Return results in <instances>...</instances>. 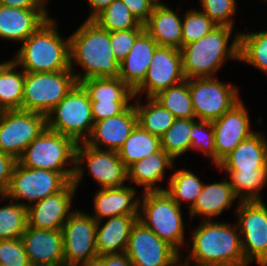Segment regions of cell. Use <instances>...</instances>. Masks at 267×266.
<instances>
[{
	"label": "cell",
	"mask_w": 267,
	"mask_h": 266,
	"mask_svg": "<svg viewBox=\"0 0 267 266\" xmlns=\"http://www.w3.org/2000/svg\"><path fill=\"white\" fill-rule=\"evenodd\" d=\"M69 38L70 69L77 83L92 77H119L120 63L114 56L107 30L92 20H85ZM77 66L82 71L76 72Z\"/></svg>",
	"instance_id": "6da1fadb"
},
{
	"label": "cell",
	"mask_w": 267,
	"mask_h": 266,
	"mask_svg": "<svg viewBox=\"0 0 267 266\" xmlns=\"http://www.w3.org/2000/svg\"><path fill=\"white\" fill-rule=\"evenodd\" d=\"M186 259L202 264L221 266H249L245 261L241 235L236 223L200 221L190 230ZM191 235V236H190Z\"/></svg>",
	"instance_id": "7a4b0ae2"
},
{
	"label": "cell",
	"mask_w": 267,
	"mask_h": 266,
	"mask_svg": "<svg viewBox=\"0 0 267 266\" xmlns=\"http://www.w3.org/2000/svg\"><path fill=\"white\" fill-rule=\"evenodd\" d=\"M233 31L228 26H216L198 41L184 45L180 51L185 78L216 77L226 61L239 62L240 31Z\"/></svg>",
	"instance_id": "3957f363"
},
{
	"label": "cell",
	"mask_w": 267,
	"mask_h": 266,
	"mask_svg": "<svg viewBox=\"0 0 267 266\" xmlns=\"http://www.w3.org/2000/svg\"><path fill=\"white\" fill-rule=\"evenodd\" d=\"M58 19L49 17L31 34L12 59L25 72H58L70 69V38L59 32Z\"/></svg>",
	"instance_id": "277c9868"
},
{
	"label": "cell",
	"mask_w": 267,
	"mask_h": 266,
	"mask_svg": "<svg viewBox=\"0 0 267 266\" xmlns=\"http://www.w3.org/2000/svg\"><path fill=\"white\" fill-rule=\"evenodd\" d=\"M141 193L138 220L180 254L188 244L183 208L165 190Z\"/></svg>",
	"instance_id": "5b68a950"
},
{
	"label": "cell",
	"mask_w": 267,
	"mask_h": 266,
	"mask_svg": "<svg viewBox=\"0 0 267 266\" xmlns=\"http://www.w3.org/2000/svg\"><path fill=\"white\" fill-rule=\"evenodd\" d=\"M76 147L72 138L46 127L17 162L27 168L60 172L70 182L75 173Z\"/></svg>",
	"instance_id": "8992f818"
},
{
	"label": "cell",
	"mask_w": 267,
	"mask_h": 266,
	"mask_svg": "<svg viewBox=\"0 0 267 266\" xmlns=\"http://www.w3.org/2000/svg\"><path fill=\"white\" fill-rule=\"evenodd\" d=\"M47 128L85 142L91 135L94 119L88 92L77 83L46 116Z\"/></svg>",
	"instance_id": "52a82bcc"
},
{
	"label": "cell",
	"mask_w": 267,
	"mask_h": 266,
	"mask_svg": "<svg viewBox=\"0 0 267 266\" xmlns=\"http://www.w3.org/2000/svg\"><path fill=\"white\" fill-rule=\"evenodd\" d=\"M85 172L88 173L87 176L92 177L95 183L97 182L100 189L122 187L128 181L127 167L116 151L98 149L82 142L77 143L76 147L73 183L77 190L83 181Z\"/></svg>",
	"instance_id": "ba28073f"
},
{
	"label": "cell",
	"mask_w": 267,
	"mask_h": 266,
	"mask_svg": "<svg viewBox=\"0 0 267 266\" xmlns=\"http://www.w3.org/2000/svg\"><path fill=\"white\" fill-rule=\"evenodd\" d=\"M76 84L71 70L25 72L22 110L47 116Z\"/></svg>",
	"instance_id": "9c48e42d"
},
{
	"label": "cell",
	"mask_w": 267,
	"mask_h": 266,
	"mask_svg": "<svg viewBox=\"0 0 267 266\" xmlns=\"http://www.w3.org/2000/svg\"><path fill=\"white\" fill-rule=\"evenodd\" d=\"M197 120L213 121L231 110L242 98L238 85L216 77L186 79Z\"/></svg>",
	"instance_id": "30bf717a"
},
{
	"label": "cell",
	"mask_w": 267,
	"mask_h": 266,
	"mask_svg": "<svg viewBox=\"0 0 267 266\" xmlns=\"http://www.w3.org/2000/svg\"><path fill=\"white\" fill-rule=\"evenodd\" d=\"M68 183L60 172L27 168L17 162L4 196L28 208L61 191Z\"/></svg>",
	"instance_id": "8fae6325"
},
{
	"label": "cell",
	"mask_w": 267,
	"mask_h": 266,
	"mask_svg": "<svg viewBox=\"0 0 267 266\" xmlns=\"http://www.w3.org/2000/svg\"><path fill=\"white\" fill-rule=\"evenodd\" d=\"M46 127L43 114L21 109L0 111V152L18 160Z\"/></svg>",
	"instance_id": "7c38bea8"
},
{
	"label": "cell",
	"mask_w": 267,
	"mask_h": 266,
	"mask_svg": "<svg viewBox=\"0 0 267 266\" xmlns=\"http://www.w3.org/2000/svg\"><path fill=\"white\" fill-rule=\"evenodd\" d=\"M264 202H237L234 209L243 255L249 265L267 258V205Z\"/></svg>",
	"instance_id": "4fadbf2b"
},
{
	"label": "cell",
	"mask_w": 267,
	"mask_h": 266,
	"mask_svg": "<svg viewBox=\"0 0 267 266\" xmlns=\"http://www.w3.org/2000/svg\"><path fill=\"white\" fill-rule=\"evenodd\" d=\"M97 221L92 213L76 208L61 231L65 266H78L98 257L96 251Z\"/></svg>",
	"instance_id": "5bb4252c"
},
{
	"label": "cell",
	"mask_w": 267,
	"mask_h": 266,
	"mask_svg": "<svg viewBox=\"0 0 267 266\" xmlns=\"http://www.w3.org/2000/svg\"><path fill=\"white\" fill-rule=\"evenodd\" d=\"M185 80L181 51L173 47L158 46L145 79L134 91V96L155 97L161 91Z\"/></svg>",
	"instance_id": "9a60e30c"
},
{
	"label": "cell",
	"mask_w": 267,
	"mask_h": 266,
	"mask_svg": "<svg viewBox=\"0 0 267 266\" xmlns=\"http://www.w3.org/2000/svg\"><path fill=\"white\" fill-rule=\"evenodd\" d=\"M125 254L132 266H175L180 256L139 220L132 227Z\"/></svg>",
	"instance_id": "2e32d148"
},
{
	"label": "cell",
	"mask_w": 267,
	"mask_h": 266,
	"mask_svg": "<svg viewBox=\"0 0 267 266\" xmlns=\"http://www.w3.org/2000/svg\"><path fill=\"white\" fill-rule=\"evenodd\" d=\"M251 116L242 99L231 110L212 121L215 142V166H217L237 145L249 138L252 130Z\"/></svg>",
	"instance_id": "e0dca14e"
},
{
	"label": "cell",
	"mask_w": 267,
	"mask_h": 266,
	"mask_svg": "<svg viewBox=\"0 0 267 266\" xmlns=\"http://www.w3.org/2000/svg\"><path fill=\"white\" fill-rule=\"evenodd\" d=\"M73 181L61 191L41 199L27 208L28 226L34 229L61 230L69 216L77 195Z\"/></svg>",
	"instance_id": "ac0fdd59"
},
{
	"label": "cell",
	"mask_w": 267,
	"mask_h": 266,
	"mask_svg": "<svg viewBox=\"0 0 267 266\" xmlns=\"http://www.w3.org/2000/svg\"><path fill=\"white\" fill-rule=\"evenodd\" d=\"M137 125V114L132 103L123 113L96 121L89 138V146L118 151Z\"/></svg>",
	"instance_id": "d6986e66"
},
{
	"label": "cell",
	"mask_w": 267,
	"mask_h": 266,
	"mask_svg": "<svg viewBox=\"0 0 267 266\" xmlns=\"http://www.w3.org/2000/svg\"><path fill=\"white\" fill-rule=\"evenodd\" d=\"M21 240L31 264L65 266L61 230L34 229L27 226Z\"/></svg>",
	"instance_id": "ffe728a7"
},
{
	"label": "cell",
	"mask_w": 267,
	"mask_h": 266,
	"mask_svg": "<svg viewBox=\"0 0 267 266\" xmlns=\"http://www.w3.org/2000/svg\"><path fill=\"white\" fill-rule=\"evenodd\" d=\"M93 194L92 216L96 221L119 215H139L141 193L135 185L99 188Z\"/></svg>",
	"instance_id": "44dd1931"
},
{
	"label": "cell",
	"mask_w": 267,
	"mask_h": 266,
	"mask_svg": "<svg viewBox=\"0 0 267 266\" xmlns=\"http://www.w3.org/2000/svg\"><path fill=\"white\" fill-rule=\"evenodd\" d=\"M49 15L48 9H20L0 4V40L21 44Z\"/></svg>",
	"instance_id": "7402d4cb"
},
{
	"label": "cell",
	"mask_w": 267,
	"mask_h": 266,
	"mask_svg": "<svg viewBox=\"0 0 267 266\" xmlns=\"http://www.w3.org/2000/svg\"><path fill=\"white\" fill-rule=\"evenodd\" d=\"M235 201L240 202L228 179L204 183L196 202L188 212L190 220L197 217L200 221H212L225 210L232 209Z\"/></svg>",
	"instance_id": "603a6c76"
},
{
	"label": "cell",
	"mask_w": 267,
	"mask_h": 266,
	"mask_svg": "<svg viewBox=\"0 0 267 266\" xmlns=\"http://www.w3.org/2000/svg\"><path fill=\"white\" fill-rule=\"evenodd\" d=\"M175 162L166 151L160 149L127 167L128 184L142 186V192L164 191L166 187H163L161 183L165 181L166 172L170 171L169 169H175Z\"/></svg>",
	"instance_id": "cb8c5ba5"
},
{
	"label": "cell",
	"mask_w": 267,
	"mask_h": 266,
	"mask_svg": "<svg viewBox=\"0 0 267 266\" xmlns=\"http://www.w3.org/2000/svg\"><path fill=\"white\" fill-rule=\"evenodd\" d=\"M138 215H119L97 221L96 251L98 256L125 253L132 227Z\"/></svg>",
	"instance_id": "d4e9b609"
},
{
	"label": "cell",
	"mask_w": 267,
	"mask_h": 266,
	"mask_svg": "<svg viewBox=\"0 0 267 266\" xmlns=\"http://www.w3.org/2000/svg\"><path fill=\"white\" fill-rule=\"evenodd\" d=\"M157 42L144 30L135 40L126 58L120 62L119 78L135 91L144 81Z\"/></svg>",
	"instance_id": "484cf974"
},
{
	"label": "cell",
	"mask_w": 267,
	"mask_h": 266,
	"mask_svg": "<svg viewBox=\"0 0 267 266\" xmlns=\"http://www.w3.org/2000/svg\"><path fill=\"white\" fill-rule=\"evenodd\" d=\"M257 130L243 140L217 166L218 170L267 169V137Z\"/></svg>",
	"instance_id": "4316f807"
},
{
	"label": "cell",
	"mask_w": 267,
	"mask_h": 266,
	"mask_svg": "<svg viewBox=\"0 0 267 266\" xmlns=\"http://www.w3.org/2000/svg\"><path fill=\"white\" fill-rule=\"evenodd\" d=\"M175 10L164 2L156 3L144 28L159 46L180 50L182 48V18Z\"/></svg>",
	"instance_id": "83f0119b"
},
{
	"label": "cell",
	"mask_w": 267,
	"mask_h": 266,
	"mask_svg": "<svg viewBox=\"0 0 267 266\" xmlns=\"http://www.w3.org/2000/svg\"><path fill=\"white\" fill-rule=\"evenodd\" d=\"M24 83L25 71L12 58L0 62V111L22 110Z\"/></svg>",
	"instance_id": "f1b7e54d"
},
{
	"label": "cell",
	"mask_w": 267,
	"mask_h": 266,
	"mask_svg": "<svg viewBox=\"0 0 267 266\" xmlns=\"http://www.w3.org/2000/svg\"><path fill=\"white\" fill-rule=\"evenodd\" d=\"M134 97L137 124L152 135L161 137L175 122L176 117L153 97Z\"/></svg>",
	"instance_id": "f546056e"
},
{
	"label": "cell",
	"mask_w": 267,
	"mask_h": 266,
	"mask_svg": "<svg viewBox=\"0 0 267 266\" xmlns=\"http://www.w3.org/2000/svg\"><path fill=\"white\" fill-rule=\"evenodd\" d=\"M220 171L229 176L230 185L240 202L264 201L260 192L267 184V169Z\"/></svg>",
	"instance_id": "4dcf8cb0"
},
{
	"label": "cell",
	"mask_w": 267,
	"mask_h": 266,
	"mask_svg": "<svg viewBox=\"0 0 267 266\" xmlns=\"http://www.w3.org/2000/svg\"><path fill=\"white\" fill-rule=\"evenodd\" d=\"M166 185V192L172 199L182 208V204L190 210L199 196L204 182L195 172L185 167L178 170L175 169L170 175Z\"/></svg>",
	"instance_id": "1f68e13d"
},
{
	"label": "cell",
	"mask_w": 267,
	"mask_h": 266,
	"mask_svg": "<svg viewBox=\"0 0 267 266\" xmlns=\"http://www.w3.org/2000/svg\"><path fill=\"white\" fill-rule=\"evenodd\" d=\"M160 149V137L150 134L137 124L117 153L123 164L128 167Z\"/></svg>",
	"instance_id": "d6a6232c"
},
{
	"label": "cell",
	"mask_w": 267,
	"mask_h": 266,
	"mask_svg": "<svg viewBox=\"0 0 267 266\" xmlns=\"http://www.w3.org/2000/svg\"><path fill=\"white\" fill-rule=\"evenodd\" d=\"M242 32L239 34V62L267 76V30Z\"/></svg>",
	"instance_id": "836d02e7"
},
{
	"label": "cell",
	"mask_w": 267,
	"mask_h": 266,
	"mask_svg": "<svg viewBox=\"0 0 267 266\" xmlns=\"http://www.w3.org/2000/svg\"><path fill=\"white\" fill-rule=\"evenodd\" d=\"M88 92L90 101H133L132 91L118 78H87L80 82Z\"/></svg>",
	"instance_id": "e575fe53"
},
{
	"label": "cell",
	"mask_w": 267,
	"mask_h": 266,
	"mask_svg": "<svg viewBox=\"0 0 267 266\" xmlns=\"http://www.w3.org/2000/svg\"><path fill=\"white\" fill-rule=\"evenodd\" d=\"M153 98L169 110L176 119H196L186 80L161 91Z\"/></svg>",
	"instance_id": "d590c367"
},
{
	"label": "cell",
	"mask_w": 267,
	"mask_h": 266,
	"mask_svg": "<svg viewBox=\"0 0 267 266\" xmlns=\"http://www.w3.org/2000/svg\"><path fill=\"white\" fill-rule=\"evenodd\" d=\"M2 200L7 204L0 206V240L19 239L28 226L27 208L0 195Z\"/></svg>",
	"instance_id": "8d00e7d4"
},
{
	"label": "cell",
	"mask_w": 267,
	"mask_h": 266,
	"mask_svg": "<svg viewBox=\"0 0 267 266\" xmlns=\"http://www.w3.org/2000/svg\"><path fill=\"white\" fill-rule=\"evenodd\" d=\"M92 21L108 32L144 27L122 0H114L106 9L100 12Z\"/></svg>",
	"instance_id": "74e56055"
},
{
	"label": "cell",
	"mask_w": 267,
	"mask_h": 266,
	"mask_svg": "<svg viewBox=\"0 0 267 266\" xmlns=\"http://www.w3.org/2000/svg\"><path fill=\"white\" fill-rule=\"evenodd\" d=\"M192 119H176L173 125L160 137L161 149L175 161L189 152Z\"/></svg>",
	"instance_id": "f35d334b"
},
{
	"label": "cell",
	"mask_w": 267,
	"mask_h": 266,
	"mask_svg": "<svg viewBox=\"0 0 267 266\" xmlns=\"http://www.w3.org/2000/svg\"><path fill=\"white\" fill-rule=\"evenodd\" d=\"M182 47L207 35L217 25L199 8L187 9L182 14Z\"/></svg>",
	"instance_id": "ab89813d"
},
{
	"label": "cell",
	"mask_w": 267,
	"mask_h": 266,
	"mask_svg": "<svg viewBox=\"0 0 267 266\" xmlns=\"http://www.w3.org/2000/svg\"><path fill=\"white\" fill-rule=\"evenodd\" d=\"M190 151L194 150L210 160L215 169V142L212 121L192 119V132L190 133Z\"/></svg>",
	"instance_id": "60d3db41"
},
{
	"label": "cell",
	"mask_w": 267,
	"mask_h": 266,
	"mask_svg": "<svg viewBox=\"0 0 267 266\" xmlns=\"http://www.w3.org/2000/svg\"><path fill=\"white\" fill-rule=\"evenodd\" d=\"M200 11L205 13L217 26L234 28L237 0H199Z\"/></svg>",
	"instance_id": "b9f144b4"
},
{
	"label": "cell",
	"mask_w": 267,
	"mask_h": 266,
	"mask_svg": "<svg viewBox=\"0 0 267 266\" xmlns=\"http://www.w3.org/2000/svg\"><path fill=\"white\" fill-rule=\"evenodd\" d=\"M30 264L21 238L0 240V265L29 266Z\"/></svg>",
	"instance_id": "7bdbcfd3"
},
{
	"label": "cell",
	"mask_w": 267,
	"mask_h": 266,
	"mask_svg": "<svg viewBox=\"0 0 267 266\" xmlns=\"http://www.w3.org/2000/svg\"><path fill=\"white\" fill-rule=\"evenodd\" d=\"M145 30L144 27L109 32L111 48L116 60L123 61L131 50L136 38Z\"/></svg>",
	"instance_id": "ee69618b"
},
{
	"label": "cell",
	"mask_w": 267,
	"mask_h": 266,
	"mask_svg": "<svg viewBox=\"0 0 267 266\" xmlns=\"http://www.w3.org/2000/svg\"><path fill=\"white\" fill-rule=\"evenodd\" d=\"M132 103V101H91L94 123L123 113Z\"/></svg>",
	"instance_id": "f6af8a7d"
},
{
	"label": "cell",
	"mask_w": 267,
	"mask_h": 266,
	"mask_svg": "<svg viewBox=\"0 0 267 266\" xmlns=\"http://www.w3.org/2000/svg\"><path fill=\"white\" fill-rule=\"evenodd\" d=\"M130 9V12L141 23L145 24L152 14V10L156 4L154 0H122Z\"/></svg>",
	"instance_id": "bcb514c9"
},
{
	"label": "cell",
	"mask_w": 267,
	"mask_h": 266,
	"mask_svg": "<svg viewBox=\"0 0 267 266\" xmlns=\"http://www.w3.org/2000/svg\"><path fill=\"white\" fill-rule=\"evenodd\" d=\"M16 163L14 157L0 152V195L6 192Z\"/></svg>",
	"instance_id": "7dc6e473"
},
{
	"label": "cell",
	"mask_w": 267,
	"mask_h": 266,
	"mask_svg": "<svg viewBox=\"0 0 267 266\" xmlns=\"http://www.w3.org/2000/svg\"><path fill=\"white\" fill-rule=\"evenodd\" d=\"M48 0H0V4L20 9H48Z\"/></svg>",
	"instance_id": "c3c4849f"
},
{
	"label": "cell",
	"mask_w": 267,
	"mask_h": 266,
	"mask_svg": "<svg viewBox=\"0 0 267 266\" xmlns=\"http://www.w3.org/2000/svg\"><path fill=\"white\" fill-rule=\"evenodd\" d=\"M103 266H132L131 261L125 253L102 256Z\"/></svg>",
	"instance_id": "681fc988"
},
{
	"label": "cell",
	"mask_w": 267,
	"mask_h": 266,
	"mask_svg": "<svg viewBox=\"0 0 267 266\" xmlns=\"http://www.w3.org/2000/svg\"><path fill=\"white\" fill-rule=\"evenodd\" d=\"M114 0H87L86 3L89 6L90 14L86 20H93L100 12L106 9Z\"/></svg>",
	"instance_id": "f907efd6"
},
{
	"label": "cell",
	"mask_w": 267,
	"mask_h": 266,
	"mask_svg": "<svg viewBox=\"0 0 267 266\" xmlns=\"http://www.w3.org/2000/svg\"><path fill=\"white\" fill-rule=\"evenodd\" d=\"M182 257H183V253L180 254L179 259H178V263L180 266H221V265H217V264L196 263V262L188 260L186 258H184V260H183Z\"/></svg>",
	"instance_id": "816d5d0a"
},
{
	"label": "cell",
	"mask_w": 267,
	"mask_h": 266,
	"mask_svg": "<svg viewBox=\"0 0 267 266\" xmlns=\"http://www.w3.org/2000/svg\"><path fill=\"white\" fill-rule=\"evenodd\" d=\"M78 266H103L102 256H98V257L91 259L85 263H82Z\"/></svg>",
	"instance_id": "f5cc1de1"
},
{
	"label": "cell",
	"mask_w": 267,
	"mask_h": 266,
	"mask_svg": "<svg viewBox=\"0 0 267 266\" xmlns=\"http://www.w3.org/2000/svg\"><path fill=\"white\" fill-rule=\"evenodd\" d=\"M258 266H267V258L256 262Z\"/></svg>",
	"instance_id": "db71d44e"
},
{
	"label": "cell",
	"mask_w": 267,
	"mask_h": 266,
	"mask_svg": "<svg viewBox=\"0 0 267 266\" xmlns=\"http://www.w3.org/2000/svg\"><path fill=\"white\" fill-rule=\"evenodd\" d=\"M29 266H46V265L30 264Z\"/></svg>",
	"instance_id": "11a10c76"
},
{
	"label": "cell",
	"mask_w": 267,
	"mask_h": 266,
	"mask_svg": "<svg viewBox=\"0 0 267 266\" xmlns=\"http://www.w3.org/2000/svg\"><path fill=\"white\" fill-rule=\"evenodd\" d=\"M156 3H162L163 0H154Z\"/></svg>",
	"instance_id": "9f6ffc18"
}]
</instances>
